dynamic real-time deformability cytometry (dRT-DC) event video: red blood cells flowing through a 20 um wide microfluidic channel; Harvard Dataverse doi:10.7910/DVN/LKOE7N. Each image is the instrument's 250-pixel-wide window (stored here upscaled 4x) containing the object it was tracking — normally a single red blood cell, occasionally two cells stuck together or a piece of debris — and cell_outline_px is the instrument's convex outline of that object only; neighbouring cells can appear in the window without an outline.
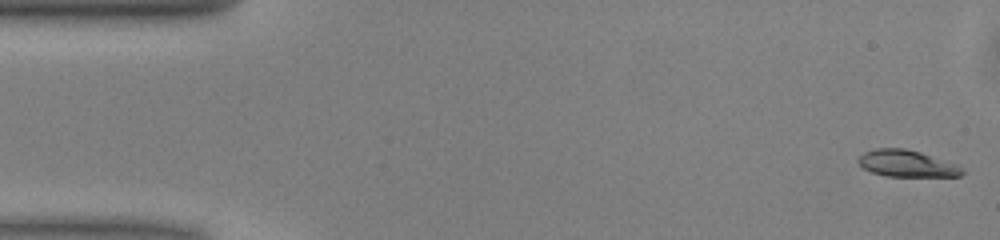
{"species": "common noctule bat (a hibernating species)", "species_latin": "Nyctalus noctula", "temperature_condition": "warm", "stored_images_in_passage": 50, "camera_frame_rate_fps": 3000, "um_per_image_px": 0.085, "animal": {"sex": "male", "body_mass_g": 13.0, "forearm_length_mm": 53.1}, "frame": {"image": 1, "passage_image": 1, "time_ms": 0.0, "image_size_px": [1000, 240], "cell_outline_px": [[964, 172], [960, 176], [884, 176], [872, 172], [864, 168], [856, 160], [864, 152], [876, 148], [904, 148], [920, 152], [956, 164]], "centroid_in_image_um": [77.04, 13.9], "position_along_channel_um": 8.0, "area_um2": 15.95}}
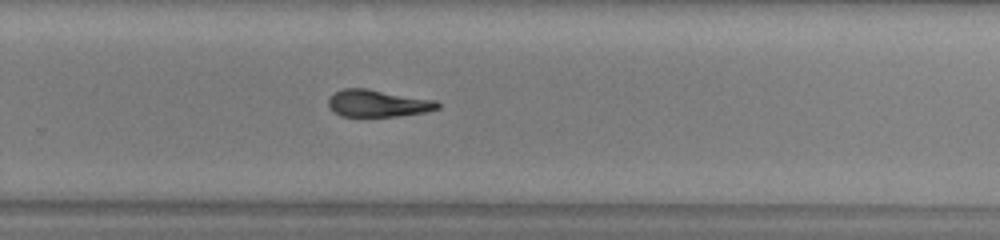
{"frame": {"image": 2, "passage_image": 32, "time_ms": 10.333, "image_size_px": [1000, 240], "cell_outline_px": [[440, 108], [428, 112], [400, 116], [340, 116], [332, 112], [328, 108], [328, 100], [336, 92], [344, 88], [368, 88], [436, 100], [440, 104]], "centroid_in_image_um": [32.14, 8.79], "position_along_channel_um": 297.7, "area_um2": 17.51}}
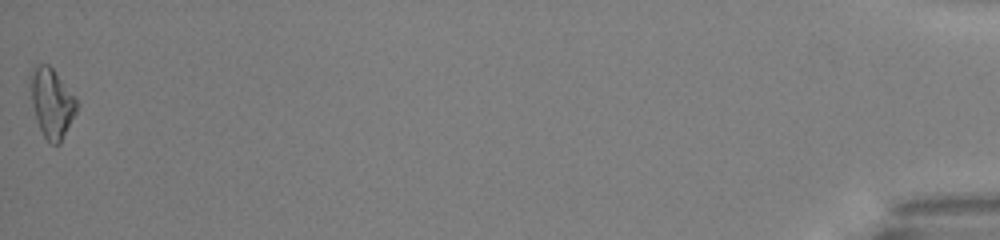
{"frame": {"image": 3, "passage_image": 50, "time_ms": 16.333, "image_size_px": [1000, 240], "cell_outline_px": [[80, 104], [60, 144], [52, 144], [44, 136], [40, 128], [32, 104], [28, 76], [32, 68], [40, 64], [48, 64], [52, 68], [76, 96]], "centroid_in_image_um": [4.41, 8.71], "position_along_channel_um": 430.8, "area_um2": 18.84}, "authors_computed_cell_mechanics": {"area_um2": 17.6868, "velocity_mm_per_s": 4.0414, "shape_relaxation_time_tau1_ms": 3.4317, "shape_relaxation_time_tau2_ms": 6.6172, "deformation_change_tau1": 0.1804, "deformation_change_tau2": 0.1684}}